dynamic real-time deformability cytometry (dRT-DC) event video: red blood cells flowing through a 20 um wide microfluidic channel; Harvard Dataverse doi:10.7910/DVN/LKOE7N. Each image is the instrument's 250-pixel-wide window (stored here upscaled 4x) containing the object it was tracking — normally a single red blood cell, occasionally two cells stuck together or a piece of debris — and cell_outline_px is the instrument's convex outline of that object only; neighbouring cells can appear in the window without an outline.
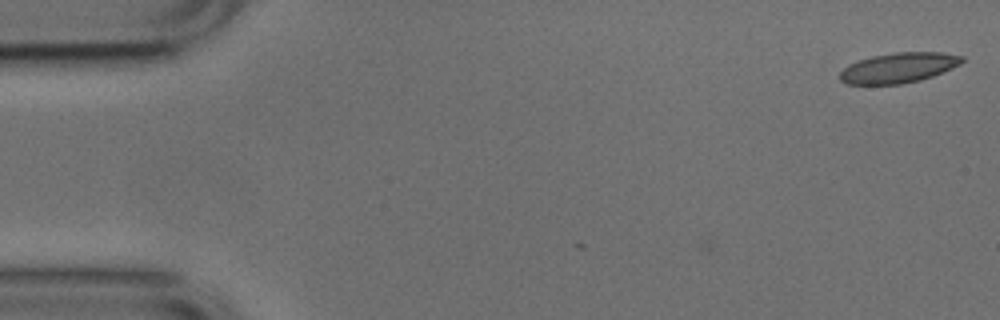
{"species": "common noctule bat (a hibernating species)", "species_latin": "Nyctalus noctula", "temperature_condition": "cold", "stored_images_in_passage": 2, "camera_frame_rate_fps": 3000, "um_per_image_px": 0.085, "animal": {"sex": "male", "body_mass_g": 17.9, "forearm_length_mm": 54.2}, "frame": {"image": 1, "passage_image": 2, "time_ms": 0.333, "image_size_px": [1000, 320], "cell_outline_px": [[964, 60], [960, 64], [952, 68], [932, 76], [920, 80], [900, 84], [848, 84], [840, 80], [840, 72], [844, 68], [860, 60], [872, 56], [896, 52], [940, 52], [964, 56]], "centroid_in_image_um": [76.41, 5.76], "position_along_channel_um": 8.6, "area_um2": 21.21}}